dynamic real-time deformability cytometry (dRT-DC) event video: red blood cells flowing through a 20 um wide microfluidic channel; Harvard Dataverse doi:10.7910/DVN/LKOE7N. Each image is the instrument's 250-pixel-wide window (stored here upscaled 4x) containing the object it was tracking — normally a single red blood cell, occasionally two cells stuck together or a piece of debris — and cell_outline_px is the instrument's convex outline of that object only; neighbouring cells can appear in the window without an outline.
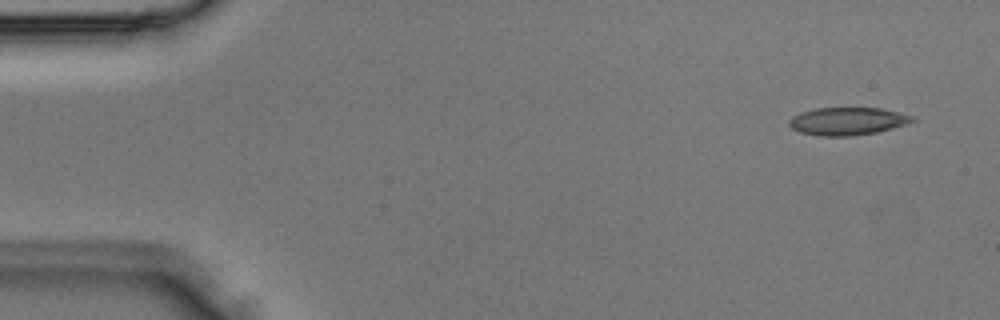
{"species": "Egyptian fruit bat (a non-hibernating species)", "species_latin": "Rousettus aegyptiacus", "temperature_condition": "room temperature", "stored_images_in_passage": 3, "camera_frame_rate_fps": 3000, "um_per_image_px": 0.085, "animal": {"sex": "male"}, "frame": {"image": 1, "passage_image": 1, "time_ms": 0.0, "image_size_px": [1000, 320], "cell_outline_px": [[916, 120], [908, 124], [876, 132], [852, 136], [820, 136], [800, 132], [792, 128], [788, 124], [792, 116], [800, 112], [816, 108], [884, 108], [916, 116]], "centroid_in_image_um": [72.08, 10.29], "position_along_channel_um": 12.9, "area_um2": 20.11}}
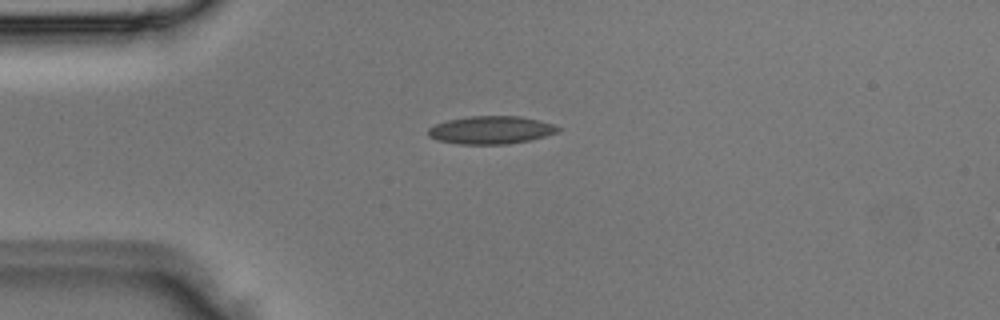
{"frame": {"image": 2, "passage_image": 3, "time_ms": 0.667, "image_size_px": [1000, 320], "cell_outline_px": [[564, 128], [556, 132], [544, 136], [528, 140], [508, 144], [456, 144], [436, 140], [428, 136], [428, 128], [436, 124], [448, 120], [468, 116], [520, 116], [540, 120]], "centroid_in_image_um": [41.72, 11.05], "position_along_channel_um": 43.3, "area_um2": 21.15}}